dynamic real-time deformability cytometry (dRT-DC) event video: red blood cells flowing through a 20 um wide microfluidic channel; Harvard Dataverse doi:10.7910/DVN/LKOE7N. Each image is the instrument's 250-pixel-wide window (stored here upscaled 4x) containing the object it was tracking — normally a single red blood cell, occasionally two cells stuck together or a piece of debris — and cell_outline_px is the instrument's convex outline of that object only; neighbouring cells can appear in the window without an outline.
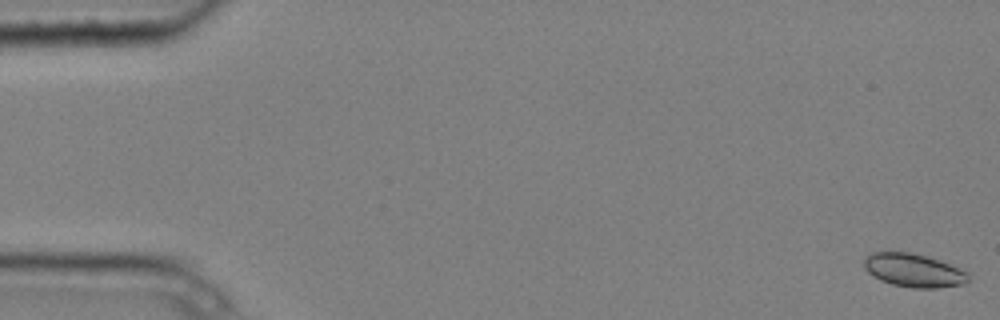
{"species": "common noctule bat (a hibernating species)", "species_latin": "Nyctalus noctula", "temperature_condition": "cold", "stored_images_in_passage": 5, "camera_frame_rate_fps": 3000, "um_per_image_px": 0.085, "animal": {"sex": "male", "body_mass_g": 20.4}, "frame": {"image": 1, "passage_image": 1, "time_ms": 0.0, "image_size_px": [1000, 320], "cell_outline_px": [[968, 280], [964, 284], [940, 288], [912, 288], [892, 284], [880, 280], [872, 276], [864, 268], [864, 256], [872, 252], [908, 252], [924, 256], [948, 264], [968, 272]], "centroid_in_image_um": [77.62, 22.99], "position_along_channel_um": 7.4, "area_um2": 20.17}}